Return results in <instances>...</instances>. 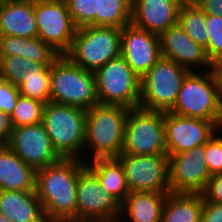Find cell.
Segmentation results:
<instances>
[{"instance_id": "obj_1", "label": "cell", "mask_w": 222, "mask_h": 222, "mask_svg": "<svg viewBox=\"0 0 222 222\" xmlns=\"http://www.w3.org/2000/svg\"><path fill=\"white\" fill-rule=\"evenodd\" d=\"M82 159H62L36 170L35 191L46 221H76L77 184Z\"/></svg>"}, {"instance_id": "obj_2", "label": "cell", "mask_w": 222, "mask_h": 222, "mask_svg": "<svg viewBox=\"0 0 222 222\" xmlns=\"http://www.w3.org/2000/svg\"><path fill=\"white\" fill-rule=\"evenodd\" d=\"M87 110L49 102L44 105L42 124L56 152L63 159H81L84 151ZM83 154L84 157H83Z\"/></svg>"}, {"instance_id": "obj_3", "label": "cell", "mask_w": 222, "mask_h": 222, "mask_svg": "<svg viewBox=\"0 0 222 222\" xmlns=\"http://www.w3.org/2000/svg\"><path fill=\"white\" fill-rule=\"evenodd\" d=\"M129 109L122 105L98 103L87 110L84 150L90 147L94 159L121 154Z\"/></svg>"}, {"instance_id": "obj_4", "label": "cell", "mask_w": 222, "mask_h": 222, "mask_svg": "<svg viewBox=\"0 0 222 222\" xmlns=\"http://www.w3.org/2000/svg\"><path fill=\"white\" fill-rule=\"evenodd\" d=\"M51 102L85 110L98 104L94 72L73 64L60 55L51 64Z\"/></svg>"}, {"instance_id": "obj_5", "label": "cell", "mask_w": 222, "mask_h": 222, "mask_svg": "<svg viewBox=\"0 0 222 222\" xmlns=\"http://www.w3.org/2000/svg\"><path fill=\"white\" fill-rule=\"evenodd\" d=\"M65 56L85 70L95 72L121 56V28L87 25L77 28Z\"/></svg>"}, {"instance_id": "obj_6", "label": "cell", "mask_w": 222, "mask_h": 222, "mask_svg": "<svg viewBox=\"0 0 222 222\" xmlns=\"http://www.w3.org/2000/svg\"><path fill=\"white\" fill-rule=\"evenodd\" d=\"M190 70L164 57L140 79V108L170 111L175 105L182 83Z\"/></svg>"}, {"instance_id": "obj_7", "label": "cell", "mask_w": 222, "mask_h": 222, "mask_svg": "<svg viewBox=\"0 0 222 222\" xmlns=\"http://www.w3.org/2000/svg\"><path fill=\"white\" fill-rule=\"evenodd\" d=\"M204 72L201 75L194 70L186 75L175 105L169 112L213 121L222 130V107L217 88L211 72Z\"/></svg>"}, {"instance_id": "obj_8", "label": "cell", "mask_w": 222, "mask_h": 222, "mask_svg": "<svg viewBox=\"0 0 222 222\" xmlns=\"http://www.w3.org/2000/svg\"><path fill=\"white\" fill-rule=\"evenodd\" d=\"M121 154H167L164 112L140 107L129 109Z\"/></svg>"}, {"instance_id": "obj_9", "label": "cell", "mask_w": 222, "mask_h": 222, "mask_svg": "<svg viewBox=\"0 0 222 222\" xmlns=\"http://www.w3.org/2000/svg\"><path fill=\"white\" fill-rule=\"evenodd\" d=\"M96 92L100 104L137 108L140 103V77L119 56L95 72Z\"/></svg>"}, {"instance_id": "obj_10", "label": "cell", "mask_w": 222, "mask_h": 222, "mask_svg": "<svg viewBox=\"0 0 222 222\" xmlns=\"http://www.w3.org/2000/svg\"><path fill=\"white\" fill-rule=\"evenodd\" d=\"M37 37L59 55H65L75 37V26L65 0H34Z\"/></svg>"}, {"instance_id": "obj_11", "label": "cell", "mask_w": 222, "mask_h": 222, "mask_svg": "<svg viewBox=\"0 0 222 222\" xmlns=\"http://www.w3.org/2000/svg\"><path fill=\"white\" fill-rule=\"evenodd\" d=\"M121 203L105 191L97 175L85 165L77 184V222L118 220Z\"/></svg>"}, {"instance_id": "obj_12", "label": "cell", "mask_w": 222, "mask_h": 222, "mask_svg": "<svg viewBox=\"0 0 222 222\" xmlns=\"http://www.w3.org/2000/svg\"><path fill=\"white\" fill-rule=\"evenodd\" d=\"M117 158L123 165L130 192L170 193L168 154H120Z\"/></svg>"}, {"instance_id": "obj_13", "label": "cell", "mask_w": 222, "mask_h": 222, "mask_svg": "<svg viewBox=\"0 0 222 222\" xmlns=\"http://www.w3.org/2000/svg\"><path fill=\"white\" fill-rule=\"evenodd\" d=\"M210 177L205 144L169 156L170 192L202 194Z\"/></svg>"}, {"instance_id": "obj_14", "label": "cell", "mask_w": 222, "mask_h": 222, "mask_svg": "<svg viewBox=\"0 0 222 222\" xmlns=\"http://www.w3.org/2000/svg\"><path fill=\"white\" fill-rule=\"evenodd\" d=\"M7 146L35 170L63 159L54 149L42 123L14 127Z\"/></svg>"}, {"instance_id": "obj_15", "label": "cell", "mask_w": 222, "mask_h": 222, "mask_svg": "<svg viewBox=\"0 0 222 222\" xmlns=\"http://www.w3.org/2000/svg\"><path fill=\"white\" fill-rule=\"evenodd\" d=\"M164 124L169 156L204 145L218 130L220 131L213 121L181 116L169 111L164 112Z\"/></svg>"}, {"instance_id": "obj_16", "label": "cell", "mask_w": 222, "mask_h": 222, "mask_svg": "<svg viewBox=\"0 0 222 222\" xmlns=\"http://www.w3.org/2000/svg\"><path fill=\"white\" fill-rule=\"evenodd\" d=\"M121 56L142 78L161 57L159 35L131 23L124 26L121 28Z\"/></svg>"}, {"instance_id": "obj_17", "label": "cell", "mask_w": 222, "mask_h": 222, "mask_svg": "<svg viewBox=\"0 0 222 222\" xmlns=\"http://www.w3.org/2000/svg\"><path fill=\"white\" fill-rule=\"evenodd\" d=\"M161 56L173 60L178 65L190 71L201 65L210 70L211 61L208 58L206 49L195 43L180 27L176 24L169 27L159 35ZM196 65V66H195Z\"/></svg>"}, {"instance_id": "obj_18", "label": "cell", "mask_w": 222, "mask_h": 222, "mask_svg": "<svg viewBox=\"0 0 222 222\" xmlns=\"http://www.w3.org/2000/svg\"><path fill=\"white\" fill-rule=\"evenodd\" d=\"M184 0H132L130 23L160 35L178 24V14Z\"/></svg>"}, {"instance_id": "obj_19", "label": "cell", "mask_w": 222, "mask_h": 222, "mask_svg": "<svg viewBox=\"0 0 222 222\" xmlns=\"http://www.w3.org/2000/svg\"><path fill=\"white\" fill-rule=\"evenodd\" d=\"M34 0H4L0 6V35L37 37Z\"/></svg>"}, {"instance_id": "obj_20", "label": "cell", "mask_w": 222, "mask_h": 222, "mask_svg": "<svg viewBox=\"0 0 222 222\" xmlns=\"http://www.w3.org/2000/svg\"><path fill=\"white\" fill-rule=\"evenodd\" d=\"M167 194L130 192L121 203L118 222H124V220L126 222L127 219L129 222H161Z\"/></svg>"}, {"instance_id": "obj_21", "label": "cell", "mask_w": 222, "mask_h": 222, "mask_svg": "<svg viewBox=\"0 0 222 222\" xmlns=\"http://www.w3.org/2000/svg\"><path fill=\"white\" fill-rule=\"evenodd\" d=\"M0 213L13 222H46L36 191L0 190Z\"/></svg>"}, {"instance_id": "obj_22", "label": "cell", "mask_w": 222, "mask_h": 222, "mask_svg": "<svg viewBox=\"0 0 222 222\" xmlns=\"http://www.w3.org/2000/svg\"><path fill=\"white\" fill-rule=\"evenodd\" d=\"M36 170L7 145L0 146V190L35 191Z\"/></svg>"}, {"instance_id": "obj_23", "label": "cell", "mask_w": 222, "mask_h": 222, "mask_svg": "<svg viewBox=\"0 0 222 222\" xmlns=\"http://www.w3.org/2000/svg\"><path fill=\"white\" fill-rule=\"evenodd\" d=\"M7 56H20L49 66L60 55L38 37L0 35V57Z\"/></svg>"}, {"instance_id": "obj_24", "label": "cell", "mask_w": 222, "mask_h": 222, "mask_svg": "<svg viewBox=\"0 0 222 222\" xmlns=\"http://www.w3.org/2000/svg\"><path fill=\"white\" fill-rule=\"evenodd\" d=\"M90 159V163L87 158L84 160L86 165L97 175L105 191L122 203L130 191L120 160L117 157Z\"/></svg>"}, {"instance_id": "obj_25", "label": "cell", "mask_w": 222, "mask_h": 222, "mask_svg": "<svg viewBox=\"0 0 222 222\" xmlns=\"http://www.w3.org/2000/svg\"><path fill=\"white\" fill-rule=\"evenodd\" d=\"M204 196L200 193L167 194L161 222H201Z\"/></svg>"}, {"instance_id": "obj_26", "label": "cell", "mask_w": 222, "mask_h": 222, "mask_svg": "<svg viewBox=\"0 0 222 222\" xmlns=\"http://www.w3.org/2000/svg\"><path fill=\"white\" fill-rule=\"evenodd\" d=\"M178 24L195 43L207 48L209 35L206 31V13L196 2L184 1L181 4Z\"/></svg>"}, {"instance_id": "obj_27", "label": "cell", "mask_w": 222, "mask_h": 222, "mask_svg": "<svg viewBox=\"0 0 222 222\" xmlns=\"http://www.w3.org/2000/svg\"><path fill=\"white\" fill-rule=\"evenodd\" d=\"M50 79L51 65L36 63L33 71L26 73L18 85L19 93L46 105L51 102Z\"/></svg>"}, {"instance_id": "obj_28", "label": "cell", "mask_w": 222, "mask_h": 222, "mask_svg": "<svg viewBox=\"0 0 222 222\" xmlns=\"http://www.w3.org/2000/svg\"><path fill=\"white\" fill-rule=\"evenodd\" d=\"M132 0H97L96 26L123 28L130 24Z\"/></svg>"}, {"instance_id": "obj_29", "label": "cell", "mask_w": 222, "mask_h": 222, "mask_svg": "<svg viewBox=\"0 0 222 222\" xmlns=\"http://www.w3.org/2000/svg\"><path fill=\"white\" fill-rule=\"evenodd\" d=\"M44 105L40 101L20 95L11 115L13 126L19 127L41 123Z\"/></svg>"}, {"instance_id": "obj_30", "label": "cell", "mask_w": 222, "mask_h": 222, "mask_svg": "<svg viewBox=\"0 0 222 222\" xmlns=\"http://www.w3.org/2000/svg\"><path fill=\"white\" fill-rule=\"evenodd\" d=\"M36 62L20 56L0 57V79L18 86L26 73L33 71Z\"/></svg>"}, {"instance_id": "obj_31", "label": "cell", "mask_w": 222, "mask_h": 222, "mask_svg": "<svg viewBox=\"0 0 222 222\" xmlns=\"http://www.w3.org/2000/svg\"><path fill=\"white\" fill-rule=\"evenodd\" d=\"M77 28L96 25L97 0H65Z\"/></svg>"}, {"instance_id": "obj_32", "label": "cell", "mask_w": 222, "mask_h": 222, "mask_svg": "<svg viewBox=\"0 0 222 222\" xmlns=\"http://www.w3.org/2000/svg\"><path fill=\"white\" fill-rule=\"evenodd\" d=\"M206 31L209 35L206 52L212 61L222 57V16L206 14Z\"/></svg>"}, {"instance_id": "obj_33", "label": "cell", "mask_w": 222, "mask_h": 222, "mask_svg": "<svg viewBox=\"0 0 222 222\" xmlns=\"http://www.w3.org/2000/svg\"><path fill=\"white\" fill-rule=\"evenodd\" d=\"M222 135L217 133L205 143L207 165L210 175L222 174Z\"/></svg>"}, {"instance_id": "obj_34", "label": "cell", "mask_w": 222, "mask_h": 222, "mask_svg": "<svg viewBox=\"0 0 222 222\" xmlns=\"http://www.w3.org/2000/svg\"><path fill=\"white\" fill-rule=\"evenodd\" d=\"M20 96L19 88L8 81L0 79V111L12 115Z\"/></svg>"}, {"instance_id": "obj_35", "label": "cell", "mask_w": 222, "mask_h": 222, "mask_svg": "<svg viewBox=\"0 0 222 222\" xmlns=\"http://www.w3.org/2000/svg\"><path fill=\"white\" fill-rule=\"evenodd\" d=\"M202 194L206 201L222 203V174L211 176Z\"/></svg>"}, {"instance_id": "obj_36", "label": "cell", "mask_w": 222, "mask_h": 222, "mask_svg": "<svg viewBox=\"0 0 222 222\" xmlns=\"http://www.w3.org/2000/svg\"><path fill=\"white\" fill-rule=\"evenodd\" d=\"M201 222H222V203L209 202L204 199Z\"/></svg>"}, {"instance_id": "obj_37", "label": "cell", "mask_w": 222, "mask_h": 222, "mask_svg": "<svg viewBox=\"0 0 222 222\" xmlns=\"http://www.w3.org/2000/svg\"><path fill=\"white\" fill-rule=\"evenodd\" d=\"M13 128L11 115L0 111V146L8 145Z\"/></svg>"}, {"instance_id": "obj_38", "label": "cell", "mask_w": 222, "mask_h": 222, "mask_svg": "<svg viewBox=\"0 0 222 222\" xmlns=\"http://www.w3.org/2000/svg\"><path fill=\"white\" fill-rule=\"evenodd\" d=\"M210 68L211 70L209 71L214 79L218 92V99L222 107V57L212 60Z\"/></svg>"}, {"instance_id": "obj_39", "label": "cell", "mask_w": 222, "mask_h": 222, "mask_svg": "<svg viewBox=\"0 0 222 222\" xmlns=\"http://www.w3.org/2000/svg\"><path fill=\"white\" fill-rule=\"evenodd\" d=\"M196 3L206 14L222 16V0H197Z\"/></svg>"}, {"instance_id": "obj_40", "label": "cell", "mask_w": 222, "mask_h": 222, "mask_svg": "<svg viewBox=\"0 0 222 222\" xmlns=\"http://www.w3.org/2000/svg\"><path fill=\"white\" fill-rule=\"evenodd\" d=\"M0 222H13V221L10 220L7 216L0 213Z\"/></svg>"}, {"instance_id": "obj_41", "label": "cell", "mask_w": 222, "mask_h": 222, "mask_svg": "<svg viewBox=\"0 0 222 222\" xmlns=\"http://www.w3.org/2000/svg\"><path fill=\"white\" fill-rule=\"evenodd\" d=\"M46 222H77V221H66V220H62V221H46Z\"/></svg>"}, {"instance_id": "obj_42", "label": "cell", "mask_w": 222, "mask_h": 222, "mask_svg": "<svg viewBox=\"0 0 222 222\" xmlns=\"http://www.w3.org/2000/svg\"><path fill=\"white\" fill-rule=\"evenodd\" d=\"M97 222H118V220H114V221H97Z\"/></svg>"}, {"instance_id": "obj_43", "label": "cell", "mask_w": 222, "mask_h": 222, "mask_svg": "<svg viewBox=\"0 0 222 222\" xmlns=\"http://www.w3.org/2000/svg\"><path fill=\"white\" fill-rule=\"evenodd\" d=\"M184 1H187V2H196L197 0H184Z\"/></svg>"}]
</instances>
